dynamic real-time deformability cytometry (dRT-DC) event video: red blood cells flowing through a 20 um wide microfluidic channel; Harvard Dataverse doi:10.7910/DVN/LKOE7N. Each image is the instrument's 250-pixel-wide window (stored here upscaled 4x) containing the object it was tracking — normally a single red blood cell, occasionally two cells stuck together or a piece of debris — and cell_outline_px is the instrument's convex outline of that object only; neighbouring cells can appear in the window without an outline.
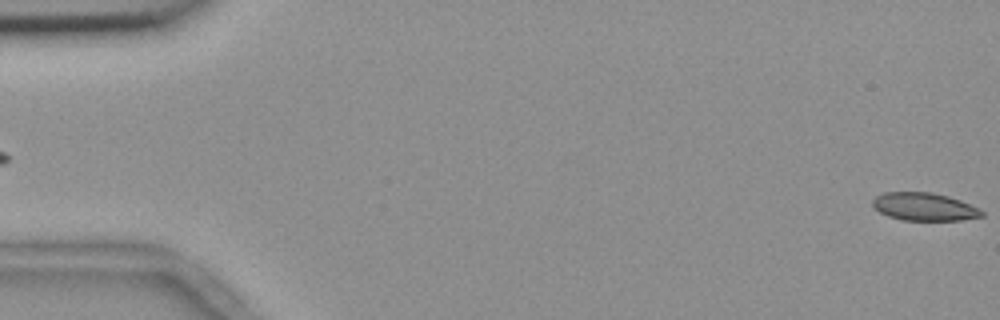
{"species": "common noctule bat (a hibernating species)", "species_latin": "Nyctalus noctula", "temperature_condition": "room temperature", "stored_images_in_passage": 55, "camera_frame_rate_fps": 3000, "um_per_image_px": 0.085, "animal": {"sex": "female", "body_mass_g": 18.4}, "frame": {"image": 1, "passage_image": 1, "time_ms": 0.0, "image_size_px": [1000, 320], "cell_outline_px": [[984, 216], [960, 220], [904, 220], [888, 216], [880, 212], [872, 204], [872, 200], [876, 196], [884, 192], [932, 192], [948, 196], [960, 200], [984, 212]], "centroid_in_image_um": [78.54, 17.57], "position_along_channel_um": 6.5, "area_um2": 17.57}}